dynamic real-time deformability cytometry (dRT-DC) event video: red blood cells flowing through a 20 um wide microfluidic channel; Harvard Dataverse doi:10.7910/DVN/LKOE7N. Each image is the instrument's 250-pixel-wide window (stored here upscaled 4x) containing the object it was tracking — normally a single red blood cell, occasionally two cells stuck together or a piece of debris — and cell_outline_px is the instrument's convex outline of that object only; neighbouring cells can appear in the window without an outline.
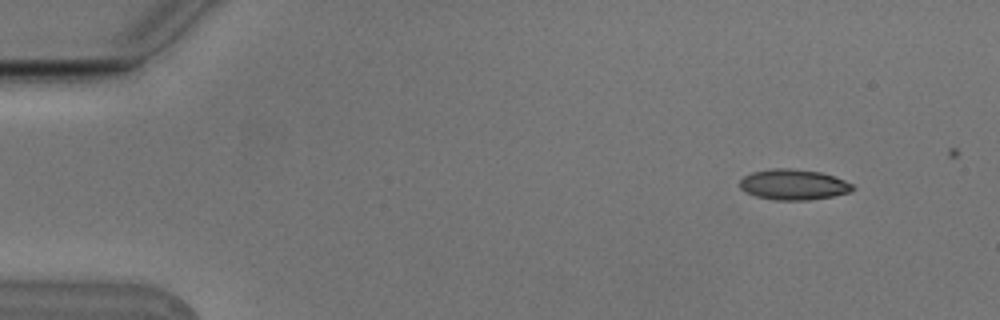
{"species": "Egyptian fruit bat (a non-hibernating species)", "species_latin": "Rousettus aegyptiacus", "temperature_condition": "cold", "stored_images_in_passage": 4, "camera_frame_rate_fps": 3000, "um_per_image_px": 0.085, "animal": {"sex": "male"}, "frame": {"image": 1, "passage_image": 1, "time_ms": 0.0, "image_size_px": [1000, 320], "cell_outline_px": [[856, 188], [848, 192], [832, 196], [808, 200], [776, 200], [756, 196], [744, 192], [740, 188], [740, 180], [744, 176], [752, 172], [772, 168], [792, 168], [820, 172], [844, 180], [852, 184]], "centroid_in_image_um": [67.41, 15.68], "position_along_channel_um": 17.6, "area_um2": 20.06}}
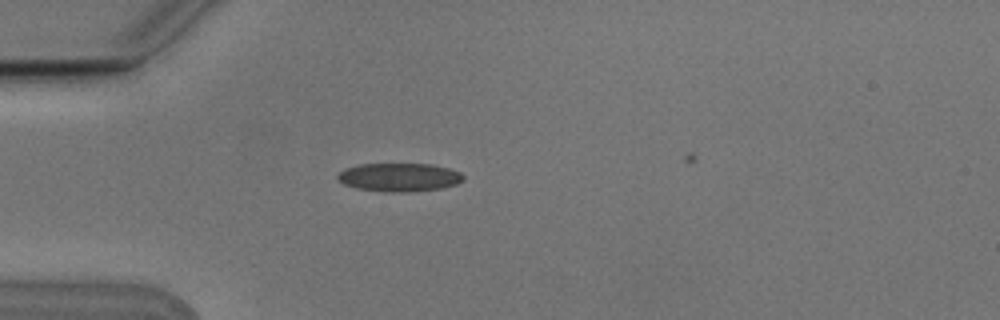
{"frame": {"image": 2, "passage_image": 4, "time_ms": 1.0, "image_size_px": [1000, 320], "cell_outline_px": [[464, 180], [456, 184], [440, 188], [396, 192], [388, 192], [356, 188], [344, 184], [336, 176], [344, 168], [360, 164], [432, 164], [448, 168], [460, 172], [464, 176]], "centroid_in_image_um": [33.93, 15.05], "position_along_channel_um": 51.1, "area_um2": 20.58}}